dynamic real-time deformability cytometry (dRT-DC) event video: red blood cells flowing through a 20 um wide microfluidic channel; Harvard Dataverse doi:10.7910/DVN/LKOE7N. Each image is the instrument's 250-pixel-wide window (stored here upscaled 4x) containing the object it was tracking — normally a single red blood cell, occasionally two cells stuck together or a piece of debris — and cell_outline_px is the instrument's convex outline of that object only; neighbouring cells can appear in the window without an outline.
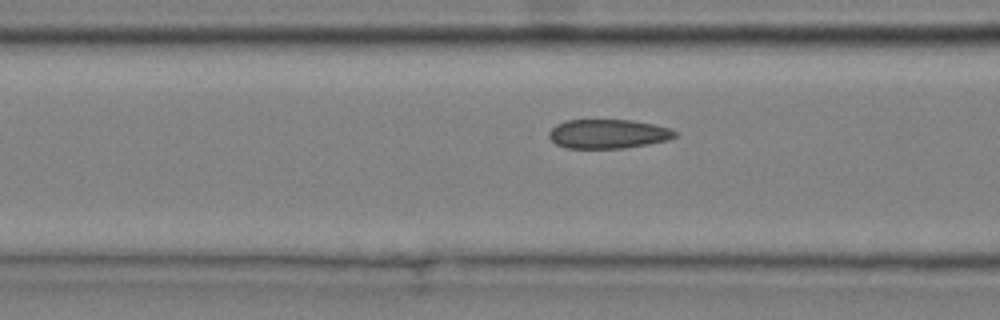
{"species": "common noctule bat (a hibernating species)", "species_latin": "Nyctalus noctula", "temperature_condition": "cold", "stored_images_in_passage": 6, "segment_of_instrument_passage": [2, 2], "camera_frame_rate_fps": 3000, "um_per_image_px": 0.085, "animal": {"sex": "male", "body_mass_g": 20.4}, "frame": {"image": 1, "passage_image": 6, "time_ms": 1.667, "image_size_px": [1000, 320], "cell_outline_px": [[676, 136], [668, 140], [648, 144], [624, 148], [564, 148], [556, 144], [548, 136], [548, 132], [556, 124], [568, 120], [632, 120], [652, 124], [668, 128], [676, 132]], "centroid_in_image_um": [51.65, 11.38], "position_along_channel_um": 114.9, "area_um2": 21.33}}